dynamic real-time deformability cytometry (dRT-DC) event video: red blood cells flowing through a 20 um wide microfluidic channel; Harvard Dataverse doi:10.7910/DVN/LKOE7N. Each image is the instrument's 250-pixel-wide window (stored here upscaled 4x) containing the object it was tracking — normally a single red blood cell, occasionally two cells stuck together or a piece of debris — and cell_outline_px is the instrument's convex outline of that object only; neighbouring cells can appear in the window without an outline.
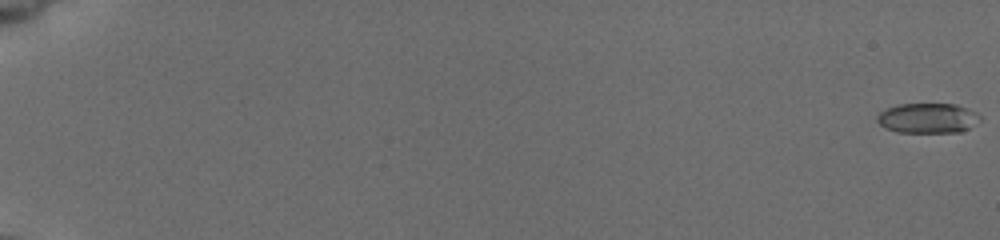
{"species": "common noctule bat (a hibernating species)", "species_latin": "Nyctalus noctula", "temperature_condition": "cold", "stored_images_in_passage": 12, "camera_frame_rate_fps": 3000, "um_per_image_px": 0.085, "animal": {"sex": "female", "body_mass_g": 19.5, "forearm_length_mm": 54.1}, "frame": {"image": 1, "passage_image": 1, "time_ms": 0.0, "image_size_px": [1000, 240], "cell_outline_px": [[980, 120], [968, 128], [960, 132], [896, 132], [884, 128], [876, 120], [876, 116], [880, 112], [896, 104], [956, 104], [968, 108], [976, 112], [980, 116]], "centroid_in_image_um": [78.84, 10.04], "position_along_channel_um": 6.2, "area_um2": 18.03}}